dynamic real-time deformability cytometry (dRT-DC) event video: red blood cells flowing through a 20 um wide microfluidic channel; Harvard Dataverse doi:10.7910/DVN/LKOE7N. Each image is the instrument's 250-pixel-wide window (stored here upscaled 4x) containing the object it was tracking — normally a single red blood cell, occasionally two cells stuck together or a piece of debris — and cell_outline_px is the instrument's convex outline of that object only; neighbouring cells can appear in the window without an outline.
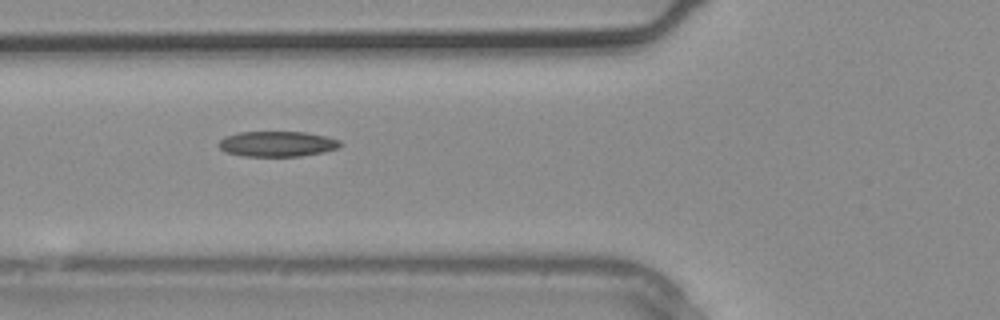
{"species": "common noctule bat (a hibernating species)", "species_latin": "Nyctalus noctula", "temperature_condition": "warm", "stored_images_in_passage": 4, "camera_frame_rate_fps": 3000, "um_per_image_px": 0.085, "animal": {"sex": "male", "body_mass_g": 20.4}, "frame": {"image": 1, "passage_image": 4, "time_ms": 1.0, "image_size_px": [1000, 320], "cell_outline_px": [[344, 144], [340, 148], [324, 152], [300, 156], [244, 156], [224, 152], [216, 144], [220, 140], [228, 136], [240, 132], [308, 132], [328, 136], [340, 140]], "centroid_in_image_um": [23.63, 12.23], "position_along_channel_um": 102.2, "area_um2": 18.21}}